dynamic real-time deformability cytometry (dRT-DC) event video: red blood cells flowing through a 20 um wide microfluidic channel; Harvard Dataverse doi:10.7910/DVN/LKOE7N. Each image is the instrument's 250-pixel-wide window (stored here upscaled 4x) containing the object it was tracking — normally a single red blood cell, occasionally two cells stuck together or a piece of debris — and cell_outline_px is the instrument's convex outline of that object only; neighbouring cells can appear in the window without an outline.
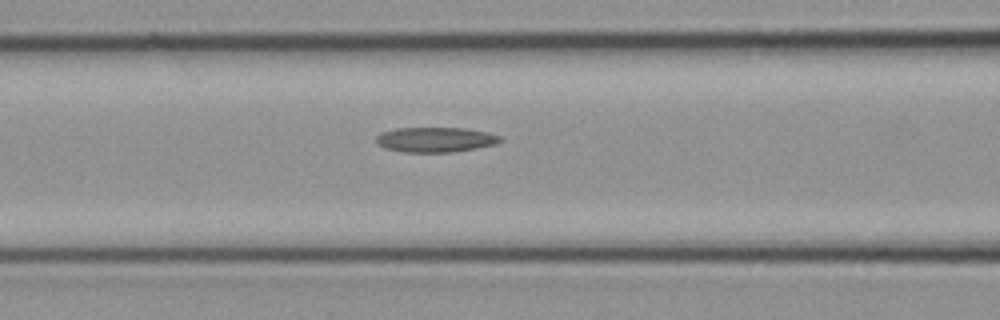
{"species": "common noctule bat (a hibernating species)", "species_latin": "Nyctalus noctula", "temperature_condition": "cold", "stored_images_in_passage": 7, "segment_of_instrument_passage": [1, 2], "camera_frame_rate_fps": 3000, "um_per_image_px": 0.085, "animal": {"sex": "female", "body_mass_g": 21.9}, "frame": {"image": 1, "passage_image": 4, "time_ms": 1.0, "image_size_px": [1000, 320], "cell_outline_px": [[504, 140], [496, 144], [476, 148], [452, 152], [400, 152], [384, 148], [376, 144], [376, 136], [380, 132], [396, 128], [464, 128], [488, 132], [500, 136]], "centroid_in_image_um": [36.98, 11.87], "position_along_channel_um": 129.6, "area_um2": 18.26}}
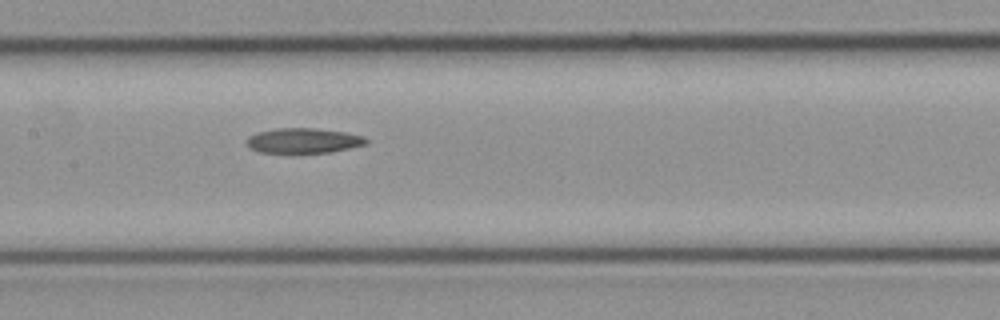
{"frame": {"image": 2, "passage_image": 6, "time_ms": 1.667, "image_size_px": [1000, 320], "cell_outline_px": [[368, 144], [332, 152], [292, 156], [260, 152], [248, 148], [244, 140], [248, 136], [256, 132], [276, 128], [312, 128], [344, 132], [364, 136], [368, 140]], "centroid_in_image_um": [25.72, 12.01], "position_along_channel_um": 181.7, "area_um2": 18.55}}